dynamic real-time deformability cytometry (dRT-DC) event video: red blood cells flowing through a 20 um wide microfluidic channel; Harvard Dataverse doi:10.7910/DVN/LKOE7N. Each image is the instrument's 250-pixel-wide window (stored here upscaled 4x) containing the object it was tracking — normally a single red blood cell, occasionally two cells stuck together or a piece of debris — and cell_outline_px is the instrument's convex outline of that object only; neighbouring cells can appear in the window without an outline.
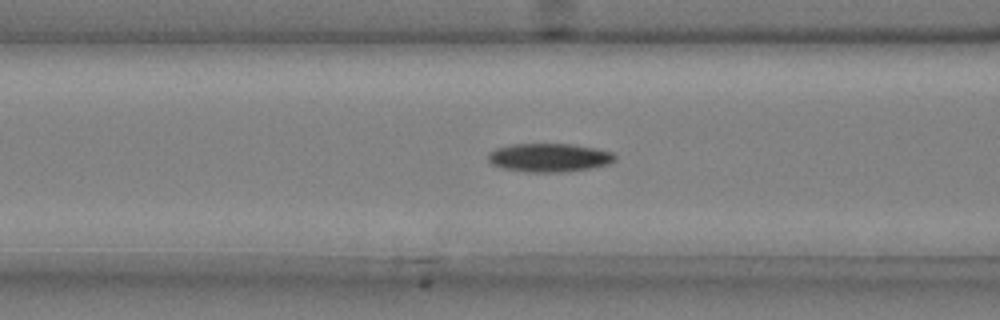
{"species": "common noctule bat (a hibernating species)", "species_latin": "Nyctalus noctula", "temperature_condition": "cold", "stored_images_in_passage": 51, "camera_frame_rate_fps": 3000, "um_per_image_px": 0.085, "animal": {"sex": "male", "body_mass_g": 20.4}, "frame": {"image": 1, "passage_image": 20, "time_ms": 6.333, "image_size_px": [1000, 320], "cell_outline_px": [[616, 160], [608, 164], [592, 168], [564, 172], [528, 172], [504, 168], [492, 164], [488, 160], [488, 152], [496, 148], [512, 144], [572, 144], [596, 148], [612, 152], [616, 156]], "centroid_in_image_um": [46.7, 13.39], "position_along_channel_um": 119.9, "area_um2": 21.15}}
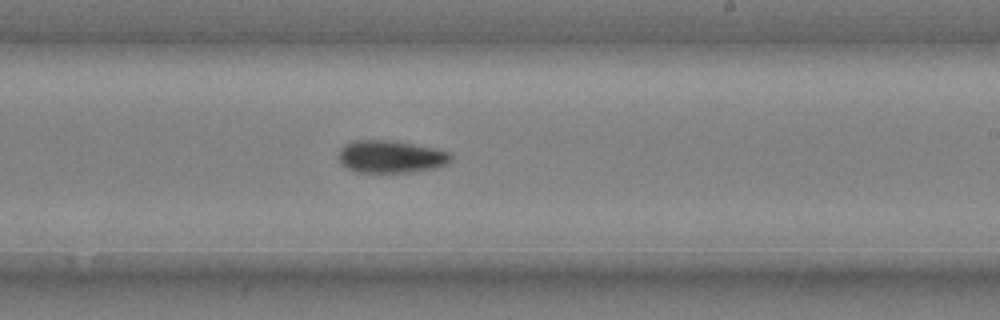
{"frame": {"image": 2, "passage_image": 31, "time_ms": 10.0, "image_size_px": [1000, 320], "cell_outline_px": [[452, 160], [448, 164], [436, 168], [412, 172], [352, 172], [344, 168], [340, 164], [340, 148], [344, 144], [352, 140], [392, 140], [436, 148], [448, 152], [452, 156]], "centroid_in_image_um": [33.21, 13.32], "position_along_channel_um": 255.8, "area_um2": 21.62}}
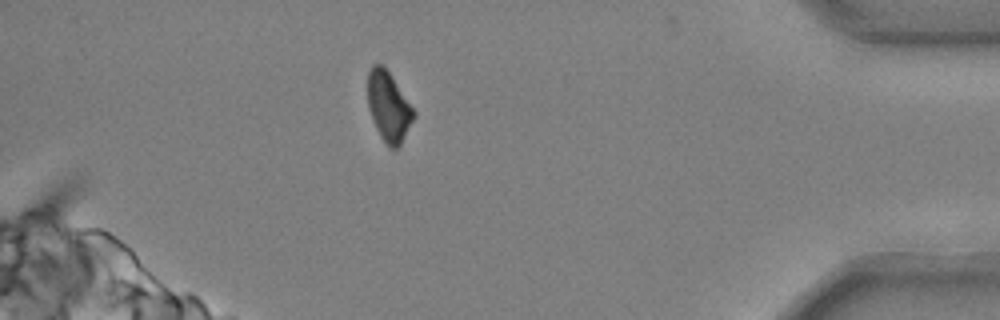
{"frame": {"image": 3, "passage_image": 46, "time_ms": 15.0, "image_size_px": [1000, 320], "cell_outline_px": [[416, 116], [400, 144], [396, 148], [388, 148], [380, 136], [372, 120], [368, 104], [368, 72], [372, 64], [380, 64], [388, 72], [416, 112]], "centroid_in_image_um": [33.03, 9.09], "position_along_channel_um": 402.2, "area_um2": 18.44}, "authors_computed_cell_mechanics": {"area_um2": 20.3456, "velocity_mm_per_s": 3.7225, "shape_relaxation_time_tau1_ms": 3.6976, "shape_relaxation_time_tau2_ms": null, "deformation_change_tau1": 0.1155, "deformation_change_tau2": null}}